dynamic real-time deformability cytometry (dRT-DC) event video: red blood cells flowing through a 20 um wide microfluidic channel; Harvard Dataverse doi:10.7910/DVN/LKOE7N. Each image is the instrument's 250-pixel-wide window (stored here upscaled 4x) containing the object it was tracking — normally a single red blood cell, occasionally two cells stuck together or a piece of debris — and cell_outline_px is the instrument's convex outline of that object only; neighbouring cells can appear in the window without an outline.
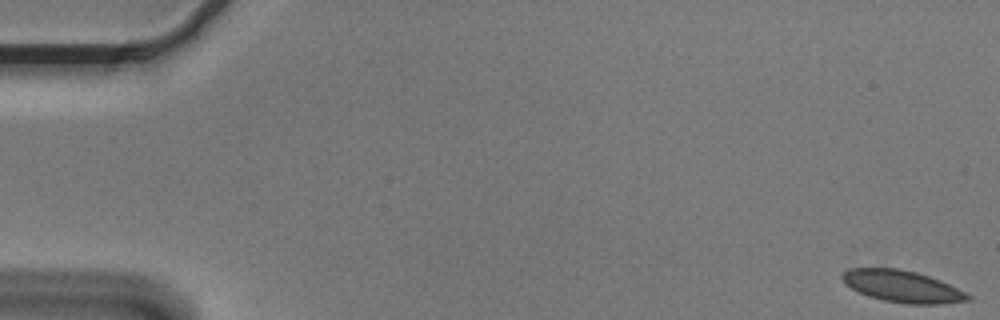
{"species": "Egyptian fruit bat (a non-hibernating species)", "species_latin": "Rousettus aegyptiacus", "temperature_condition": "cold", "stored_images_in_passage": 14, "camera_frame_rate_fps": 3000, "um_per_image_px": 0.085, "animal": {"sex": "male"}, "frame": {"image": 1, "passage_image": 1, "time_ms": 0.0, "image_size_px": [1000, 320], "cell_outline_px": [[972, 300], [940, 304], [904, 304], [884, 300], [868, 296], [844, 284], [840, 276], [844, 272], [852, 268], [896, 268], [916, 272], [940, 280], [972, 296]], "centroid_in_image_um": [76.69, 24.35], "position_along_channel_um": 8.3, "area_um2": 23.18}}